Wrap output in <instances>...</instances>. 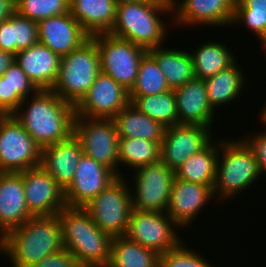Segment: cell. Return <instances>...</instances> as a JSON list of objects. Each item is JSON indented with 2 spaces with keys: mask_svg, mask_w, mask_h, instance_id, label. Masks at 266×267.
I'll return each instance as SVG.
<instances>
[{
  "mask_svg": "<svg viewBox=\"0 0 266 267\" xmlns=\"http://www.w3.org/2000/svg\"><path fill=\"white\" fill-rule=\"evenodd\" d=\"M228 140H220L219 154L222 155L218 156L213 187L214 198H220L223 202L247 188L250 189L249 186L262 175L258 162L246 143L241 138Z\"/></svg>",
  "mask_w": 266,
  "mask_h": 267,
  "instance_id": "5",
  "label": "cell"
},
{
  "mask_svg": "<svg viewBox=\"0 0 266 267\" xmlns=\"http://www.w3.org/2000/svg\"><path fill=\"white\" fill-rule=\"evenodd\" d=\"M226 44L220 42L202 43L195 52H191L195 78L206 79L228 68L236 58Z\"/></svg>",
  "mask_w": 266,
  "mask_h": 267,
  "instance_id": "31",
  "label": "cell"
},
{
  "mask_svg": "<svg viewBox=\"0 0 266 267\" xmlns=\"http://www.w3.org/2000/svg\"><path fill=\"white\" fill-rule=\"evenodd\" d=\"M16 12L15 0H0V23Z\"/></svg>",
  "mask_w": 266,
  "mask_h": 267,
  "instance_id": "42",
  "label": "cell"
},
{
  "mask_svg": "<svg viewBox=\"0 0 266 267\" xmlns=\"http://www.w3.org/2000/svg\"><path fill=\"white\" fill-rule=\"evenodd\" d=\"M30 267H81L74 256L65 248L48 255L37 264Z\"/></svg>",
  "mask_w": 266,
  "mask_h": 267,
  "instance_id": "41",
  "label": "cell"
},
{
  "mask_svg": "<svg viewBox=\"0 0 266 267\" xmlns=\"http://www.w3.org/2000/svg\"><path fill=\"white\" fill-rule=\"evenodd\" d=\"M118 176L83 208L95 225L112 237L125 236L132 211L131 193L127 179ZM126 180V181H125Z\"/></svg>",
  "mask_w": 266,
  "mask_h": 267,
  "instance_id": "7",
  "label": "cell"
},
{
  "mask_svg": "<svg viewBox=\"0 0 266 267\" xmlns=\"http://www.w3.org/2000/svg\"><path fill=\"white\" fill-rule=\"evenodd\" d=\"M129 100L138 111L160 122L164 127L179 124L173 89L155 95L129 96Z\"/></svg>",
  "mask_w": 266,
  "mask_h": 267,
  "instance_id": "32",
  "label": "cell"
},
{
  "mask_svg": "<svg viewBox=\"0 0 266 267\" xmlns=\"http://www.w3.org/2000/svg\"><path fill=\"white\" fill-rule=\"evenodd\" d=\"M62 242L81 267H106L112 236L101 231L83 207H65L58 214Z\"/></svg>",
  "mask_w": 266,
  "mask_h": 267,
  "instance_id": "3",
  "label": "cell"
},
{
  "mask_svg": "<svg viewBox=\"0 0 266 267\" xmlns=\"http://www.w3.org/2000/svg\"><path fill=\"white\" fill-rule=\"evenodd\" d=\"M15 61V55L0 49V76L12 65Z\"/></svg>",
  "mask_w": 266,
  "mask_h": 267,
  "instance_id": "43",
  "label": "cell"
},
{
  "mask_svg": "<svg viewBox=\"0 0 266 267\" xmlns=\"http://www.w3.org/2000/svg\"><path fill=\"white\" fill-rule=\"evenodd\" d=\"M2 76L10 85V95H20L26 99L30 92L35 94L39 90L15 61Z\"/></svg>",
  "mask_w": 266,
  "mask_h": 267,
  "instance_id": "38",
  "label": "cell"
},
{
  "mask_svg": "<svg viewBox=\"0 0 266 267\" xmlns=\"http://www.w3.org/2000/svg\"><path fill=\"white\" fill-rule=\"evenodd\" d=\"M214 140L200 152L184 161L175 170V178L214 187L220 148V140L219 142Z\"/></svg>",
  "mask_w": 266,
  "mask_h": 267,
  "instance_id": "28",
  "label": "cell"
},
{
  "mask_svg": "<svg viewBox=\"0 0 266 267\" xmlns=\"http://www.w3.org/2000/svg\"><path fill=\"white\" fill-rule=\"evenodd\" d=\"M101 72L100 56L90 37L80 47L61 57L53 90L62 100L76 106Z\"/></svg>",
  "mask_w": 266,
  "mask_h": 267,
  "instance_id": "6",
  "label": "cell"
},
{
  "mask_svg": "<svg viewBox=\"0 0 266 267\" xmlns=\"http://www.w3.org/2000/svg\"><path fill=\"white\" fill-rule=\"evenodd\" d=\"M15 62L38 89H52L58 77L61 57L38 42L17 52Z\"/></svg>",
  "mask_w": 266,
  "mask_h": 267,
  "instance_id": "22",
  "label": "cell"
},
{
  "mask_svg": "<svg viewBox=\"0 0 266 267\" xmlns=\"http://www.w3.org/2000/svg\"><path fill=\"white\" fill-rule=\"evenodd\" d=\"M238 65L240 64L235 61L228 68L204 79L208 100L213 109L240 98L242 90L247 84L245 83L247 75Z\"/></svg>",
  "mask_w": 266,
  "mask_h": 267,
  "instance_id": "27",
  "label": "cell"
},
{
  "mask_svg": "<svg viewBox=\"0 0 266 267\" xmlns=\"http://www.w3.org/2000/svg\"><path fill=\"white\" fill-rule=\"evenodd\" d=\"M172 10V5L161 0L118 4L116 20L109 34L146 50L162 46L167 38V26L160 16L170 15Z\"/></svg>",
  "mask_w": 266,
  "mask_h": 267,
  "instance_id": "4",
  "label": "cell"
},
{
  "mask_svg": "<svg viewBox=\"0 0 266 267\" xmlns=\"http://www.w3.org/2000/svg\"><path fill=\"white\" fill-rule=\"evenodd\" d=\"M212 136L211 129L201 125L168 126L160 144V161L175 171L190 156L204 149L214 139Z\"/></svg>",
  "mask_w": 266,
  "mask_h": 267,
  "instance_id": "13",
  "label": "cell"
},
{
  "mask_svg": "<svg viewBox=\"0 0 266 267\" xmlns=\"http://www.w3.org/2000/svg\"><path fill=\"white\" fill-rule=\"evenodd\" d=\"M213 195V187L174 178L166 213L180 227L189 226Z\"/></svg>",
  "mask_w": 266,
  "mask_h": 267,
  "instance_id": "18",
  "label": "cell"
},
{
  "mask_svg": "<svg viewBox=\"0 0 266 267\" xmlns=\"http://www.w3.org/2000/svg\"><path fill=\"white\" fill-rule=\"evenodd\" d=\"M83 155L80 142L69 139L41 149L42 166L65 191L72 183L78 161Z\"/></svg>",
  "mask_w": 266,
  "mask_h": 267,
  "instance_id": "23",
  "label": "cell"
},
{
  "mask_svg": "<svg viewBox=\"0 0 266 267\" xmlns=\"http://www.w3.org/2000/svg\"><path fill=\"white\" fill-rule=\"evenodd\" d=\"M186 246L182 241L175 249L161 254L159 267H212L201 253Z\"/></svg>",
  "mask_w": 266,
  "mask_h": 267,
  "instance_id": "37",
  "label": "cell"
},
{
  "mask_svg": "<svg viewBox=\"0 0 266 267\" xmlns=\"http://www.w3.org/2000/svg\"><path fill=\"white\" fill-rule=\"evenodd\" d=\"M160 254L129 240L126 236L112 238L106 267H159Z\"/></svg>",
  "mask_w": 266,
  "mask_h": 267,
  "instance_id": "29",
  "label": "cell"
},
{
  "mask_svg": "<svg viewBox=\"0 0 266 267\" xmlns=\"http://www.w3.org/2000/svg\"><path fill=\"white\" fill-rule=\"evenodd\" d=\"M116 4H121V3H133V2H144V1H149V0H114Z\"/></svg>",
  "mask_w": 266,
  "mask_h": 267,
  "instance_id": "45",
  "label": "cell"
},
{
  "mask_svg": "<svg viewBox=\"0 0 266 267\" xmlns=\"http://www.w3.org/2000/svg\"><path fill=\"white\" fill-rule=\"evenodd\" d=\"M64 249L57 214L33 216L3 236L0 253L8 255L11 267H30Z\"/></svg>",
  "mask_w": 266,
  "mask_h": 267,
  "instance_id": "2",
  "label": "cell"
},
{
  "mask_svg": "<svg viewBox=\"0 0 266 267\" xmlns=\"http://www.w3.org/2000/svg\"><path fill=\"white\" fill-rule=\"evenodd\" d=\"M242 22L255 33L262 49L266 47V0H237L232 24ZM244 22V23H243Z\"/></svg>",
  "mask_w": 266,
  "mask_h": 267,
  "instance_id": "35",
  "label": "cell"
},
{
  "mask_svg": "<svg viewBox=\"0 0 266 267\" xmlns=\"http://www.w3.org/2000/svg\"><path fill=\"white\" fill-rule=\"evenodd\" d=\"M32 96L31 101L29 97L24 99L13 115L35 143L43 149L69 139L73 135L75 106L51 89H39ZM25 103L29 106L25 107Z\"/></svg>",
  "mask_w": 266,
  "mask_h": 267,
  "instance_id": "1",
  "label": "cell"
},
{
  "mask_svg": "<svg viewBox=\"0 0 266 267\" xmlns=\"http://www.w3.org/2000/svg\"><path fill=\"white\" fill-rule=\"evenodd\" d=\"M170 90L163 72L147 52L141 59L137 79L129 96L155 95Z\"/></svg>",
  "mask_w": 266,
  "mask_h": 267,
  "instance_id": "34",
  "label": "cell"
},
{
  "mask_svg": "<svg viewBox=\"0 0 266 267\" xmlns=\"http://www.w3.org/2000/svg\"><path fill=\"white\" fill-rule=\"evenodd\" d=\"M28 210L34 216L55 215L66 207L65 191L42 167L20 171Z\"/></svg>",
  "mask_w": 266,
  "mask_h": 267,
  "instance_id": "15",
  "label": "cell"
},
{
  "mask_svg": "<svg viewBox=\"0 0 266 267\" xmlns=\"http://www.w3.org/2000/svg\"><path fill=\"white\" fill-rule=\"evenodd\" d=\"M161 1H164L173 6V4L176 3L177 0H161Z\"/></svg>",
  "mask_w": 266,
  "mask_h": 267,
  "instance_id": "46",
  "label": "cell"
},
{
  "mask_svg": "<svg viewBox=\"0 0 266 267\" xmlns=\"http://www.w3.org/2000/svg\"><path fill=\"white\" fill-rule=\"evenodd\" d=\"M132 209L140 211L166 212L172 189L175 171L160 160L155 163L136 168Z\"/></svg>",
  "mask_w": 266,
  "mask_h": 267,
  "instance_id": "11",
  "label": "cell"
},
{
  "mask_svg": "<svg viewBox=\"0 0 266 267\" xmlns=\"http://www.w3.org/2000/svg\"><path fill=\"white\" fill-rule=\"evenodd\" d=\"M147 52L155 59L170 89L181 87L195 78L189 52L182 49H166L163 46L151 48Z\"/></svg>",
  "mask_w": 266,
  "mask_h": 267,
  "instance_id": "25",
  "label": "cell"
},
{
  "mask_svg": "<svg viewBox=\"0 0 266 267\" xmlns=\"http://www.w3.org/2000/svg\"><path fill=\"white\" fill-rule=\"evenodd\" d=\"M16 12L32 21L70 13V0H15Z\"/></svg>",
  "mask_w": 266,
  "mask_h": 267,
  "instance_id": "36",
  "label": "cell"
},
{
  "mask_svg": "<svg viewBox=\"0 0 266 267\" xmlns=\"http://www.w3.org/2000/svg\"><path fill=\"white\" fill-rule=\"evenodd\" d=\"M73 135L80 142L83 154L103 164L117 176L124 175L118 167L119 136L113 119L75 115Z\"/></svg>",
  "mask_w": 266,
  "mask_h": 267,
  "instance_id": "9",
  "label": "cell"
},
{
  "mask_svg": "<svg viewBox=\"0 0 266 267\" xmlns=\"http://www.w3.org/2000/svg\"><path fill=\"white\" fill-rule=\"evenodd\" d=\"M243 141L252 151L261 174L266 173V131L256 132L255 134L242 137Z\"/></svg>",
  "mask_w": 266,
  "mask_h": 267,
  "instance_id": "39",
  "label": "cell"
},
{
  "mask_svg": "<svg viewBox=\"0 0 266 267\" xmlns=\"http://www.w3.org/2000/svg\"><path fill=\"white\" fill-rule=\"evenodd\" d=\"M38 36L39 43L47 46L60 57L68 55L90 38L71 13L39 21Z\"/></svg>",
  "mask_w": 266,
  "mask_h": 267,
  "instance_id": "19",
  "label": "cell"
},
{
  "mask_svg": "<svg viewBox=\"0 0 266 267\" xmlns=\"http://www.w3.org/2000/svg\"><path fill=\"white\" fill-rule=\"evenodd\" d=\"M90 37L95 41L99 52L101 72L130 91L136 82L140 61L147 50L109 33Z\"/></svg>",
  "mask_w": 266,
  "mask_h": 267,
  "instance_id": "8",
  "label": "cell"
},
{
  "mask_svg": "<svg viewBox=\"0 0 266 267\" xmlns=\"http://www.w3.org/2000/svg\"><path fill=\"white\" fill-rule=\"evenodd\" d=\"M34 215L28 210L20 172H0V248L3 236Z\"/></svg>",
  "mask_w": 266,
  "mask_h": 267,
  "instance_id": "20",
  "label": "cell"
},
{
  "mask_svg": "<svg viewBox=\"0 0 266 267\" xmlns=\"http://www.w3.org/2000/svg\"><path fill=\"white\" fill-rule=\"evenodd\" d=\"M160 144L143 138H119L118 166L121 164L129 167L130 170H135L138 167L158 162Z\"/></svg>",
  "mask_w": 266,
  "mask_h": 267,
  "instance_id": "33",
  "label": "cell"
},
{
  "mask_svg": "<svg viewBox=\"0 0 266 267\" xmlns=\"http://www.w3.org/2000/svg\"><path fill=\"white\" fill-rule=\"evenodd\" d=\"M72 183L65 190L67 207H84L118 176L109 168L83 154Z\"/></svg>",
  "mask_w": 266,
  "mask_h": 267,
  "instance_id": "16",
  "label": "cell"
},
{
  "mask_svg": "<svg viewBox=\"0 0 266 267\" xmlns=\"http://www.w3.org/2000/svg\"><path fill=\"white\" fill-rule=\"evenodd\" d=\"M129 103V91L112 77L100 72L86 95L75 106V115L113 119Z\"/></svg>",
  "mask_w": 266,
  "mask_h": 267,
  "instance_id": "14",
  "label": "cell"
},
{
  "mask_svg": "<svg viewBox=\"0 0 266 267\" xmlns=\"http://www.w3.org/2000/svg\"><path fill=\"white\" fill-rule=\"evenodd\" d=\"M119 138H143L161 143L165 128L144 113L138 111L131 103L113 118Z\"/></svg>",
  "mask_w": 266,
  "mask_h": 267,
  "instance_id": "26",
  "label": "cell"
},
{
  "mask_svg": "<svg viewBox=\"0 0 266 267\" xmlns=\"http://www.w3.org/2000/svg\"><path fill=\"white\" fill-rule=\"evenodd\" d=\"M114 0H70V13L90 35L109 33L116 20Z\"/></svg>",
  "mask_w": 266,
  "mask_h": 267,
  "instance_id": "24",
  "label": "cell"
},
{
  "mask_svg": "<svg viewBox=\"0 0 266 267\" xmlns=\"http://www.w3.org/2000/svg\"><path fill=\"white\" fill-rule=\"evenodd\" d=\"M264 107L262 108V111H260L261 114H259L260 119L265 123L264 125H266V102L263 105Z\"/></svg>",
  "mask_w": 266,
  "mask_h": 267,
  "instance_id": "44",
  "label": "cell"
},
{
  "mask_svg": "<svg viewBox=\"0 0 266 267\" xmlns=\"http://www.w3.org/2000/svg\"><path fill=\"white\" fill-rule=\"evenodd\" d=\"M175 227L181 228L166 212L132 209L125 236L161 255L182 243Z\"/></svg>",
  "mask_w": 266,
  "mask_h": 267,
  "instance_id": "12",
  "label": "cell"
},
{
  "mask_svg": "<svg viewBox=\"0 0 266 267\" xmlns=\"http://www.w3.org/2000/svg\"><path fill=\"white\" fill-rule=\"evenodd\" d=\"M236 2L237 0H182L173 4L171 15H174L175 25L177 23L182 27L231 26Z\"/></svg>",
  "mask_w": 266,
  "mask_h": 267,
  "instance_id": "17",
  "label": "cell"
},
{
  "mask_svg": "<svg viewBox=\"0 0 266 267\" xmlns=\"http://www.w3.org/2000/svg\"><path fill=\"white\" fill-rule=\"evenodd\" d=\"M41 148L14 115H0V172L39 166Z\"/></svg>",
  "mask_w": 266,
  "mask_h": 267,
  "instance_id": "10",
  "label": "cell"
},
{
  "mask_svg": "<svg viewBox=\"0 0 266 267\" xmlns=\"http://www.w3.org/2000/svg\"><path fill=\"white\" fill-rule=\"evenodd\" d=\"M179 124L201 125L211 129L214 119L204 79L194 78L175 88ZM214 120V121H213Z\"/></svg>",
  "mask_w": 266,
  "mask_h": 267,
  "instance_id": "21",
  "label": "cell"
},
{
  "mask_svg": "<svg viewBox=\"0 0 266 267\" xmlns=\"http://www.w3.org/2000/svg\"><path fill=\"white\" fill-rule=\"evenodd\" d=\"M23 100L20 95H10L7 78L0 76V115H13Z\"/></svg>",
  "mask_w": 266,
  "mask_h": 267,
  "instance_id": "40",
  "label": "cell"
},
{
  "mask_svg": "<svg viewBox=\"0 0 266 267\" xmlns=\"http://www.w3.org/2000/svg\"><path fill=\"white\" fill-rule=\"evenodd\" d=\"M39 42L38 22L15 12L0 23V49L15 55Z\"/></svg>",
  "mask_w": 266,
  "mask_h": 267,
  "instance_id": "30",
  "label": "cell"
}]
</instances>
